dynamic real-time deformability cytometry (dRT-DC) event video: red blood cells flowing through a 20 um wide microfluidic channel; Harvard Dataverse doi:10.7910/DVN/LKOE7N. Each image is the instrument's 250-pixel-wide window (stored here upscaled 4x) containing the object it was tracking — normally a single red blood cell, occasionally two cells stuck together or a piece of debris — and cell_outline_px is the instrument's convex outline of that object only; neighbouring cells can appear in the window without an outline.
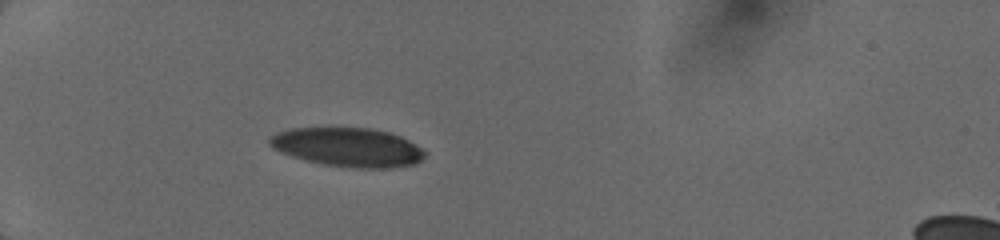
{"species": "human", "species_latin": "Homo sapiens", "temperature_condition": "cold", "stored_images_in_passage": 45, "camera_frame_rate_fps": 3000, "um_per_image_px": 0.085, "donor": {"sex": "female"}, "frame": {"image": 1, "passage_image": 1, "time_ms": 0.0, "image_size_px": [1000, 240], "cell_outline_px": [[424, 156], [416, 164], [392, 168], [352, 168], [324, 164], [304, 160], [280, 152], [272, 148], [268, 144], [268, 140], [272, 136], [288, 128], [328, 124], [372, 128], [388, 132], [400, 136], [416, 144], [424, 152]], "centroid_in_image_um": [29.51, 12.46], "position_along_channel_um": 55.5, "area_um2": 36.41}}
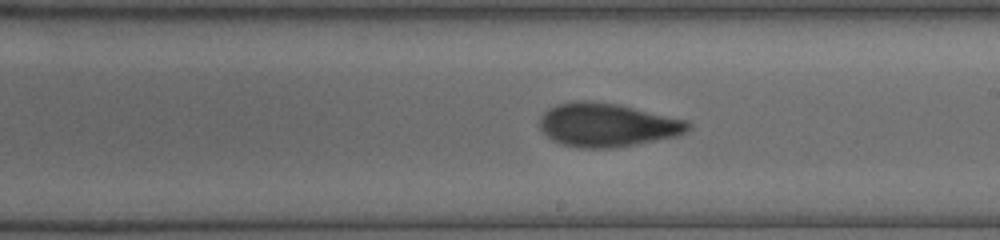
{"frame": {"image": 2, "passage_image": 17, "time_ms": 5.0, "image_size_px": [1000, 240], "cell_outline_px": [[692, 124], [684, 132], [676, 136], [612, 148], [576, 148], [552, 140], [540, 128], [540, 116], [548, 108], [556, 104], [572, 100], [592, 100], [620, 104], [688, 120]], "centroid_in_image_um": [51.58, 10.59], "position_along_channel_um": 237.4, "area_um2": 37.86}}
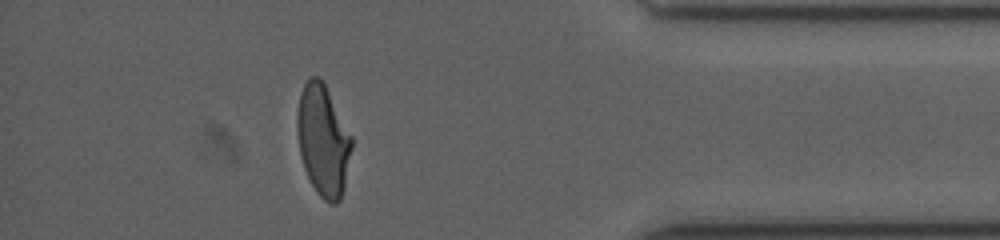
{"frame": {"image": 3, "passage_image": 34, "time_ms": 9.667, "image_size_px": [1000, 240], "cell_outline_px": [[352, 148], [344, 188], [340, 200], [336, 204], [328, 204], [316, 192], [304, 168], [300, 156], [296, 132], [296, 112], [300, 92], [304, 84], [312, 76], [316, 76], [324, 84], [352, 136]], "centroid_in_image_um": [27.44, 11.96], "position_along_channel_um": 407.8, "area_um2": 35.37}}